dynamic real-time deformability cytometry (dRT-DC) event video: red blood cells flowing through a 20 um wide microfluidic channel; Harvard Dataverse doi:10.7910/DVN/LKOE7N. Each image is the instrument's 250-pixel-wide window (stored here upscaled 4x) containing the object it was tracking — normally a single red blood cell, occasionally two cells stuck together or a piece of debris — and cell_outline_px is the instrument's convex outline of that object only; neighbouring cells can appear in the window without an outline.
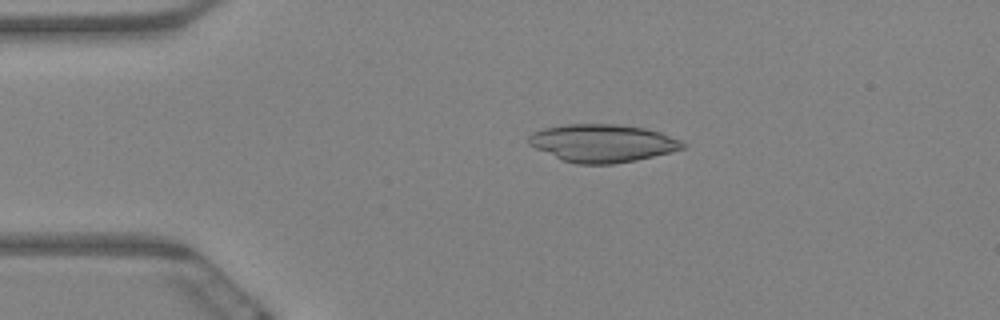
{"species": "Egyptian fruit bat (a non-hibernating species)", "species_latin": "Rousettus aegyptiacus", "temperature_condition": "warm", "stored_images_in_passage": 8, "camera_frame_rate_fps": 3000, "um_per_image_px": 0.085, "animal": {"sex": "female"}, "frame": {"image": 1, "passage_image": 4, "time_ms": 1.0, "image_size_px": [1000, 320], "cell_outline_px": [[688, 144], [684, 148], [672, 152], [636, 160], [612, 164], [576, 164], [564, 160], [536, 148], [528, 144], [528, 136], [532, 132], [540, 128], [568, 124], [620, 124], [644, 128], [660, 132], [680, 140]], "centroid_in_image_um": [51.22, 12.16], "position_along_channel_um": 33.8, "area_um2": 33.99}}
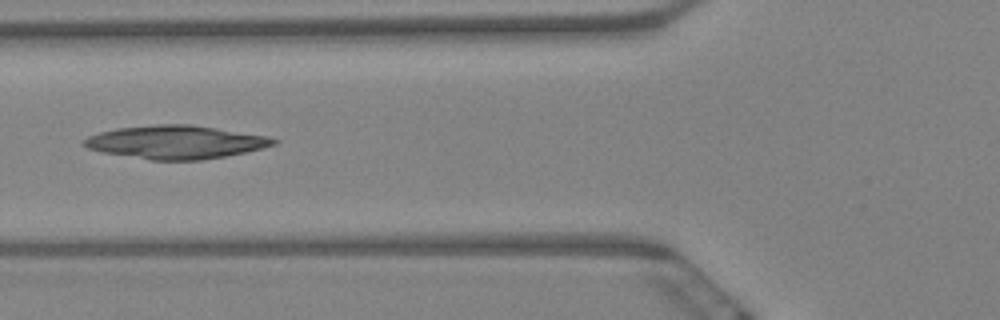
{"frame": {"image": 2, "passage_image": 7, "time_ms": 2.0, "image_size_px": [1000, 320], "cell_outline_px": [[280, 140], [276, 144], [264, 148], [224, 156], [200, 160], [152, 160], [104, 152], [88, 148], [80, 144], [80, 140], [88, 136], [100, 132], [116, 128], [156, 124], [192, 124], [268, 136]], "centroid_in_image_um": [14.93, 12.07], "position_along_channel_um": 110.9, "area_um2": 36.82}}
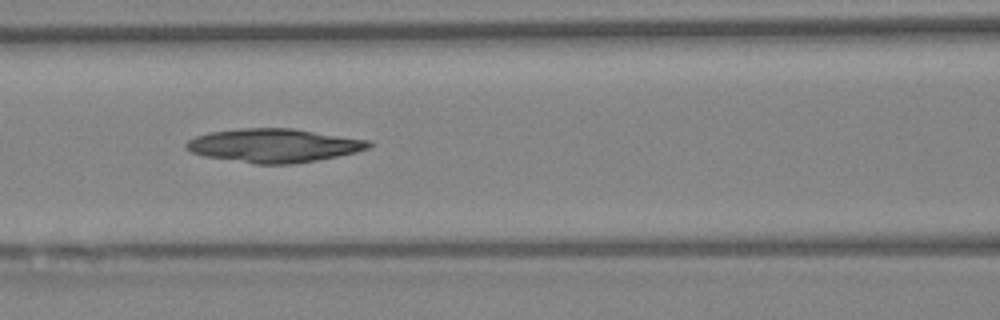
{"frame": {"image": 3, "passage_image": 8, "time_ms": 2.333, "image_size_px": [1000, 320], "cell_outline_px": [[372, 144], [368, 148], [356, 152], [316, 160], [292, 164], [256, 164], [204, 156], [192, 152], [184, 148], [184, 144], [188, 140], [196, 136], [208, 132], [240, 128], [292, 128], [368, 140]], "centroid_in_image_um": [23.22, 12.36], "position_along_channel_um": 143.4, "area_um2": 35.66}}